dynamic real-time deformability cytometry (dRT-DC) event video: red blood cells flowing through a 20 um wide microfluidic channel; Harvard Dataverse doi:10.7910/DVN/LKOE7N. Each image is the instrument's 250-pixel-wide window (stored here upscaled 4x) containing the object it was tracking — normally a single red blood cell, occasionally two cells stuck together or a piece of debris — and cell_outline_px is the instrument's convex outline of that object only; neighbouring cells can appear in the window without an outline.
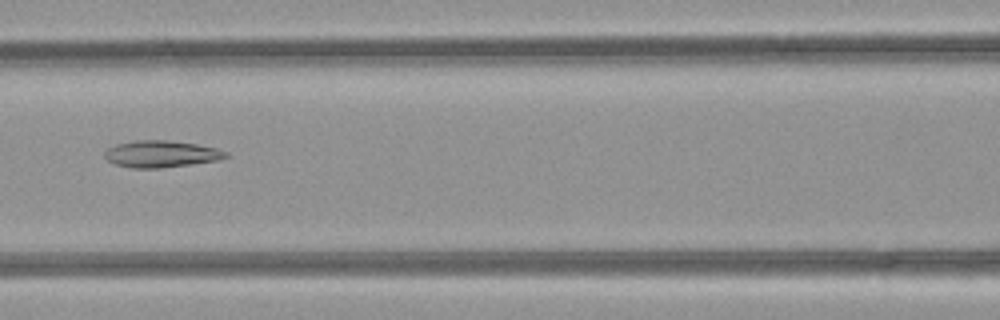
{"species": "common noctule bat (a hibernating species)", "species_latin": "Nyctalus noctula", "temperature_condition": "room temperature", "stored_images_in_passage": 39, "camera_frame_rate_fps": 3000, "um_per_image_px": 0.085, "animal": {"sex": "female", "body_mass_g": 21.9}, "frame": {"image": 1, "passage_image": 11, "time_ms": 3.333, "image_size_px": [1000, 320], "cell_outline_px": [[228, 156], [216, 160], [192, 164], [160, 168], [132, 168], [116, 164], [108, 160], [104, 156], [104, 152], [108, 148], [116, 144], [136, 140], [164, 140], [196, 144], [216, 148], [228, 152]], "centroid_in_image_um": [13.68, 13.08], "position_along_channel_um": 152.9, "area_um2": 18.73}}
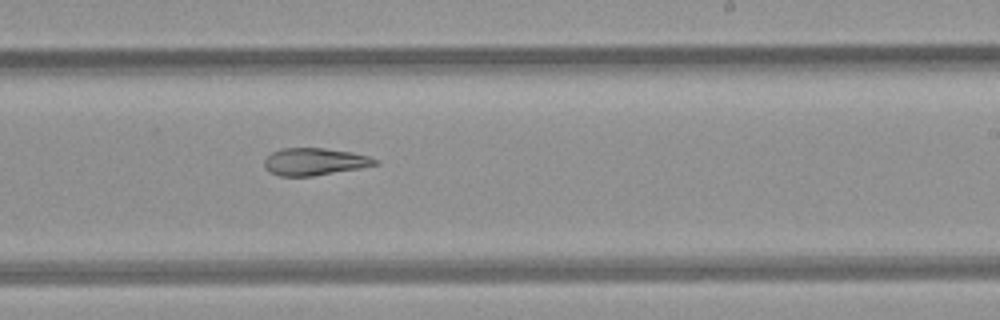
{"frame": {"image": 2, "passage_image": 19, "time_ms": 6.0, "image_size_px": [1000, 320], "cell_outline_px": [[380, 164], [360, 168], [312, 176], [280, 176], [268, 172], [264, 168], [264, 160], [272, 152], [280, 148], [324, 148], [352, 152], [368, 156], [376, 160]], "centroid_in_image_um": [26.7, 13.74], "position_along_channel_um": 262.3, "area_um2": 17.63}}
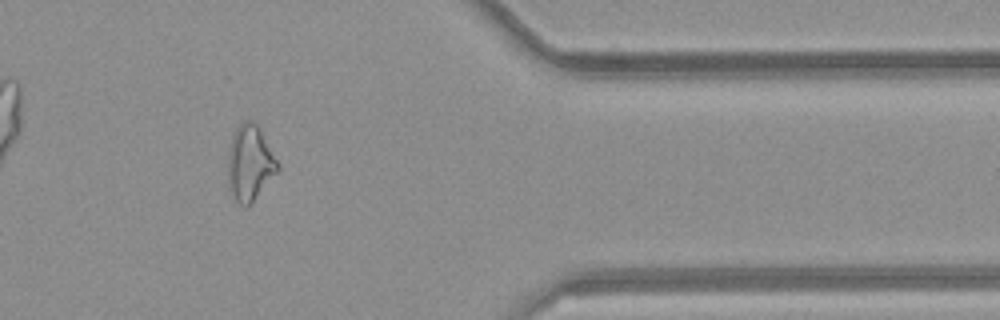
{"frame": {"image": 3, "passage_image": 30, "time_ms": 9.667, "image_size_px": [1000, 320], "cell_outline_px": [[280, 168], [248, 208], [240, 204], [228, 192], [228, 152], [232, 136], [236, 128], [244, 120], [252, 120], [260, 128], [280, 164]], "centroid_in_image_um": [21.23, 13.87], "position_along_channel_um": 390.2, "area_um2": 22.2}, "authors_computed_cell_mechanics": {"area_um2": 20.3456, "velocity_mm_per_s": 4.1104, "shape_relaxation_time_tau1_ms": null, "shape_relaxation_time_tau2_ms": 10.9726, "deformation_change_tau1": null, "deformation_change_tau2": 0.2273}}